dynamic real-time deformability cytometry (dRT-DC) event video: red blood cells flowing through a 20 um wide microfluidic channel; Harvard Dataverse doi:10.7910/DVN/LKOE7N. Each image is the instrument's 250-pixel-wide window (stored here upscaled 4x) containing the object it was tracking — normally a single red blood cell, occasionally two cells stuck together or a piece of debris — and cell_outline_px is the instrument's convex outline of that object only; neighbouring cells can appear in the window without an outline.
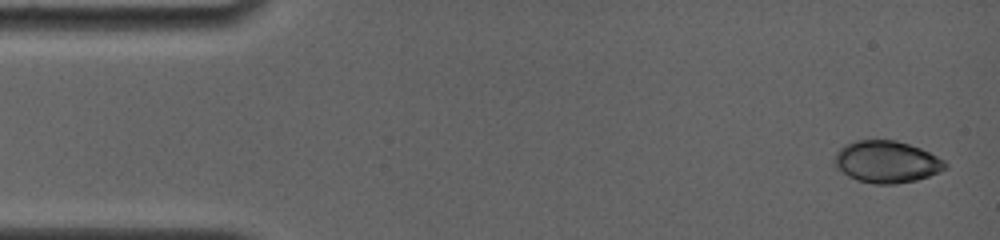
{"species": "common noctule bat (a hibernating species)", "species_latin": "Nyctalus noctula", "temperature_condition": "room temperature", "stored_images_in_passage": 65, "camera_frame_rate_fps": 4000, "um_per_image_px": 0.085, "animal": {"sex": "female", "body_mass_g": 19.0, "forearm_length_mm": 56.7}, "frame": {"image": 1, "passage_image": 1, "time_ms": 0.0, "image_size_px": [1000, 240], "cell_outline_px": [[948, 168], [928, 176], [916, 180], [896, 184], [876, 184], [856, 180], [848, 176], [832, 164], [832, 160], [836, 152], [844, 144], [856, 140], [896, 140], [920, 148], [944, 160], [948, 164]], "centroid_in_image_um": [75.33, 13.75], "position_along_channel_um": 9.7, "area_um2": 27.22}}
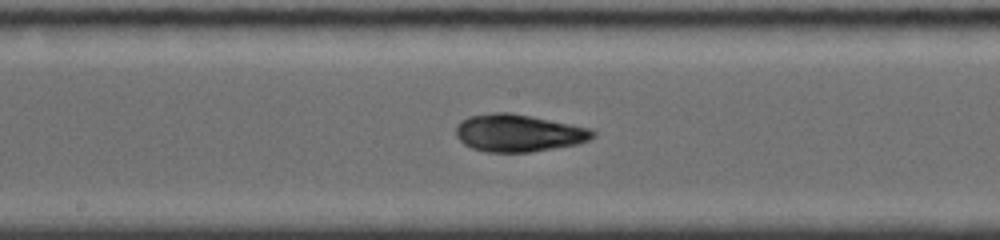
{"frame": {"image": 2, "passage_image": 33, "time_ms": 8.0, "image_size_px": [1000, 240], "cell_outline_px": [[596, 136], [580, 144], [528, 152], [484, 152], [472, 148], [464, 144], [456, 136], [456, 124], [460, 120], [468, 116], [492, 112], [508, 112], [592, 128], [596, 132]], "centroid_in_image_um": [44.06, 11.3], "position_along_channel_um": 204.1, "area_um2": 30.0}}
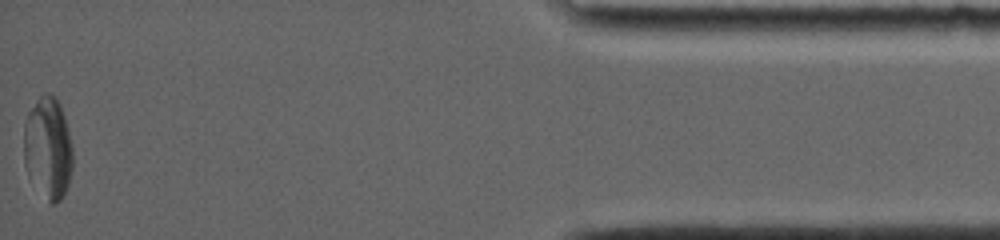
{"frame": {"image": 3, "passage_image": 64, "time_ms": 15.75, "image_size_px": [1000, 240], "cell_outline_px": [[72, 168], [68, 184], [64, 196], [60, 200], [52, 204], [48, 200], [28, 176], [24, 164], [24, 124], [28, 112], [36, 100], [44, 92], [48, 92], [56, 96], [60, 104], [64, 116], [72, 144]], "centroid_in_image_um": [4.08, 12.55], "position_along_channel_um": 431.1, "area_um2": 29.13}, "authors_computed_cell_mechanics": {"area_um2": 28.9, "velocity_mm_per_s": 3.8384, "shape_relaxation_time_tau1_ms": 5.2825, "shape_relaxation_time_tau2_ms": 1.6466, "deformation_change_tau1": 0.1618, "deformation_change_tau2": 0.067}}